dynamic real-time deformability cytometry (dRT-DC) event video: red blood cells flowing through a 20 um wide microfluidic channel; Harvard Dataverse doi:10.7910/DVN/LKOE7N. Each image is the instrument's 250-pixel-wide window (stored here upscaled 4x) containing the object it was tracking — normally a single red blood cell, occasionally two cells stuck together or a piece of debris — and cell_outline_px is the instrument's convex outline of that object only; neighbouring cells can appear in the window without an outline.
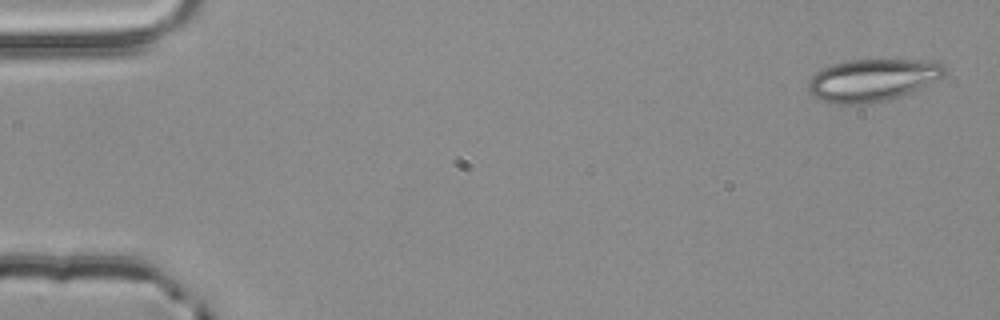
{"species": "common noctule bat (a hibernating species)", "species_latin": "Nyctalus noctula", "temperature_condition": "room temperature", "stored_images_in_passage": 4, "camera_frame_rate_fps": 3000, "um_per_image_px": 0.085, "animal": {"sex": "male", "body_mass_g": 20.4}, "frame": {"image": 1, "passage_image": 1, "time_ms": 0.0, "image_size_px": [1000, 320], "cell_outline_px": [[944, 76], [920, 88], [888, 100], [856, 104], [840, 104], [824, 100], [812, 96], [808, 92], [808, 80], [816, 72], [832, 64], [848, 60], [936, 60], [944, 64]], "centroid_in_image_um": [74.15, 6.79], "position_along_channel_um": 10.8, "area_um2": 33.41}}